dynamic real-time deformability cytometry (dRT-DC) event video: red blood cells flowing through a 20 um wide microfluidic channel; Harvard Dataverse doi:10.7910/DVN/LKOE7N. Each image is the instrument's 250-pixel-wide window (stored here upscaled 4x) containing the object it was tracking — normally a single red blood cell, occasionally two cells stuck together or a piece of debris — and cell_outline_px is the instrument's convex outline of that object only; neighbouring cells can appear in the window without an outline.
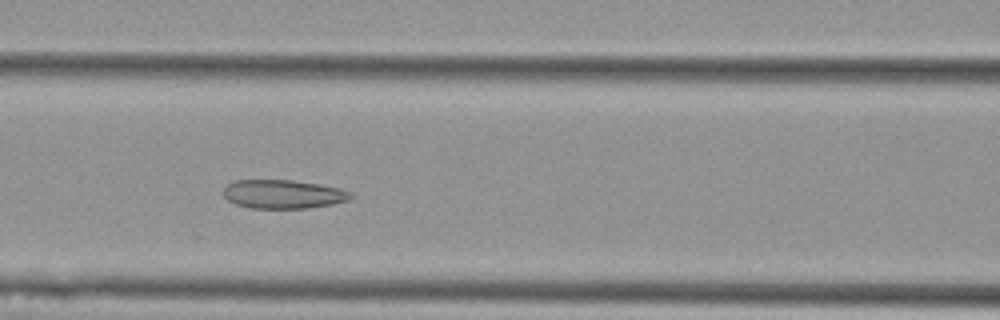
{"species": "Egyptian fruit bat (a non-hibernating species)", "species_latin": "Rousettus aegyptiacus", "temperature_condition": "cold", "stored_images_in_passage": 10, "camera_frame_rate_fps": 3000, "um_per_image_px": 0.085, "animal": {"sex": "female"}, "frame": {"image": 1, "passage_image": 6, "time_ms": 1.667, "image_size_px": [1000, 320], "cell_outline_px": [[352, 196], [348, 200], [332, 204], [308, 208], [248, 208], [236, 204], [228, 200], [224, 196], [224, 188], [228, 184], [236, 180], [292, 180], [320, 184], [340, 188], [352, 192]], "centroid_in_image_um": [24.08, 16.5], "position_along_channel_um": 142.5, "area_um2": 21.33}}
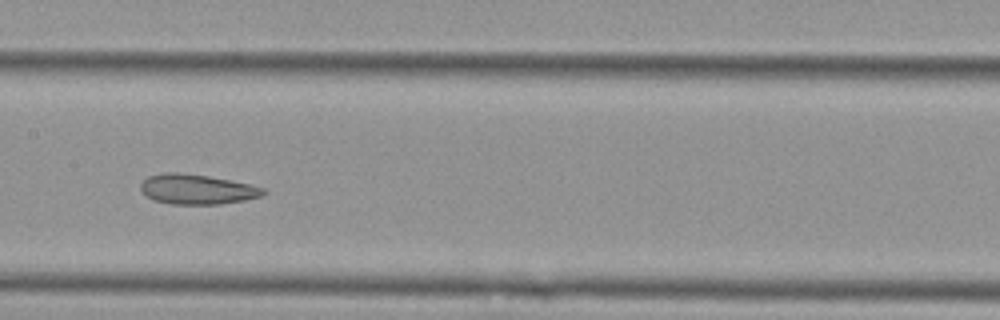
{"frame": {"image": 2, "passage_image": 7, "time_ms": 2.0, "image_size_px": [1000, 320], "cell_outline_px": [[268, 192], [260, 196], [244, 200], [220, 204], [172, 204], [156, 200], [148, 196], [140, 188], [140, 184], [148, 176], [168, 172], [176, 172], [208, 176], [248, 184], [264, 188]], "centroid_in_image_um": [16.76, 16.09], "position_along_channel_um": 190.6, "area_um2": 21.04}}
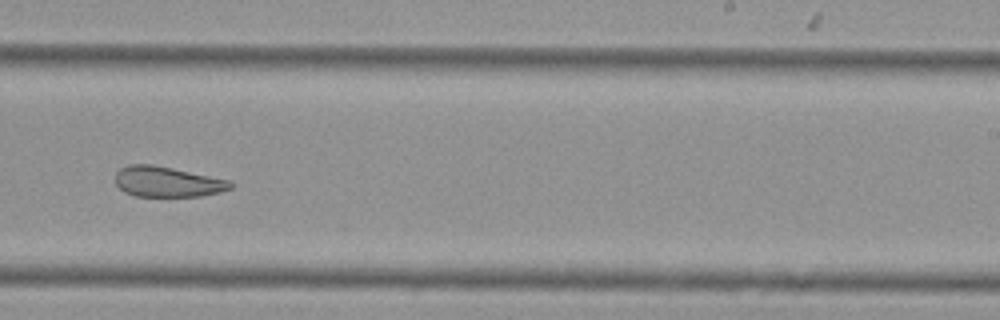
{"frame": {"image": 3, "passage_image": 9, "time_ms": 2.667, "image_size_px": [1000, 320], "cell_outline_px": [[236, 184], [232, 188], [220, 192], [200, 196], [136, 196], [124, 192], [116, 184], [116, 172], [120, 168], [128, 164], [152, 164], [232, 180]], "centroid_in_image_um": [14.26, 15.44], "position_along_channel_um": 274.7, "area_um2": 20.58}}